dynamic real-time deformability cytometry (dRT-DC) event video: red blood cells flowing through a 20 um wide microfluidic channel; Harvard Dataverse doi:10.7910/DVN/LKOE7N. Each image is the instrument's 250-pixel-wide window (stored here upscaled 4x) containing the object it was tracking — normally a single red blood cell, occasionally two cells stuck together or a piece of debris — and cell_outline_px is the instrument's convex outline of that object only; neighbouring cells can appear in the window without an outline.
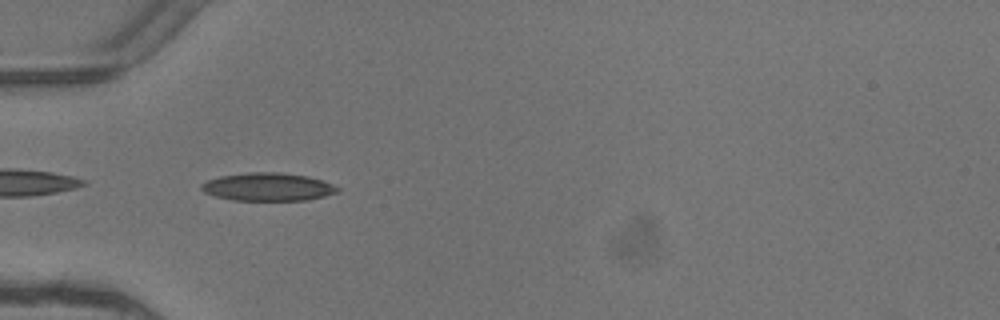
{"species": "common noctule bat (a hibernating species)", "species_latin": "Nyctalus noctula", "temperature_condition": "warm", "stored_images_in_passage": 7, "camera_frame_rate_fps": 3000, "um_per_image_px": 0.085, "animal": {"sex": "female"}, "frame": {"image": 1, "passage_image": 6, "time_ms": 1.667, "image_size_px": [1000, 320], "cell_outline_px": [[340, 192], [308, 200], [232, 200], [216, 196], [204, 192], [200, 188], [200, 184], [208, 180], [220, 176], [248, 172], [280, 172], [308, 176], [332, 184], [340, 188]], "centroid_in_image_um": [22.78, 15.88], "position_along_channel_um": 62.2, "area_um2": 22.25}}
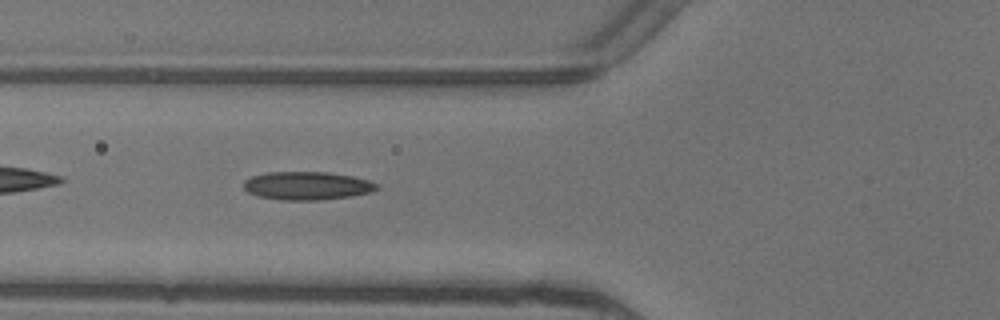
{"frame": {"image": 2, "passage_image": 7, "time_ms": 2.0, "image_size_px": [1000, 320], "cell_outline_px": [[380, 188], [372, 192], [352, 196], [316, 200], [280, 200], [260, 196], [248, 192], [244, 188], [244, 180], [252, 176], [268, 172], [328, 172], [352, 176], [368, 180], [376, 184]], "centroid_in_image_um": [26.11, 15.78], "position_along_channel_um": 99.7, "area_um2": 21.85}}